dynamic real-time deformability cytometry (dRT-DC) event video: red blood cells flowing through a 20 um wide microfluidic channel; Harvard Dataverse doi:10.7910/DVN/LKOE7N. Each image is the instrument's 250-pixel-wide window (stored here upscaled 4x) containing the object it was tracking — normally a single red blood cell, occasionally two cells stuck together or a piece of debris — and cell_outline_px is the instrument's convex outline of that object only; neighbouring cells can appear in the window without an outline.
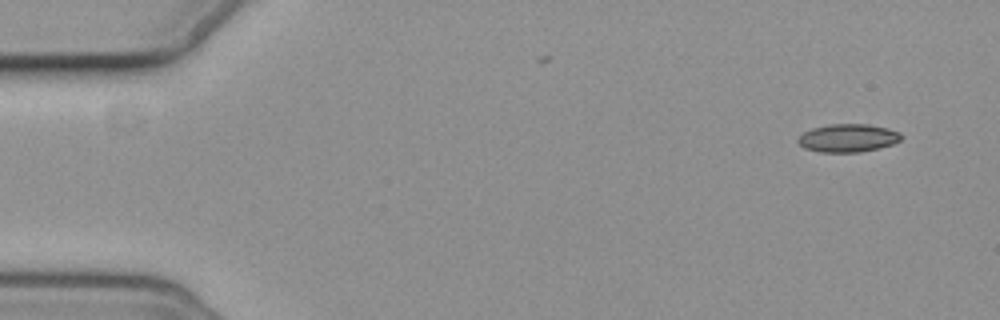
{"species": "common noctule bat (a hibernating species)", "species_latin": "Nyctalus noctula", "temperature_condition": "cold", "stored_images_in_passage": 5, "segment_of_instrument_passage": [2, 2], "camera_frame_rate_fps": 3000, "um_per_image_px": 0.085, "animal": {"sex": "female", "body_mass_g": 19.3, "forearm_length_mm": 54.1}, "frame": {"image": 1, "passage_image": 5, "time_ms": 6.0, "image_size_px": [1000, 320], "cell_outline_px": [[904, 136], [900, 140], [892, 144], [880, 148], [860, 152], [820, 152], [804, 148], [796, 140], [804, 132], [812, 128], [828, 124], [868, 124], [888, 128], [900, 132]], "centroid_in_image_um": [72.1, 11.73], "position_along_channel_um": 12.9, "area_um2": 16.99}}